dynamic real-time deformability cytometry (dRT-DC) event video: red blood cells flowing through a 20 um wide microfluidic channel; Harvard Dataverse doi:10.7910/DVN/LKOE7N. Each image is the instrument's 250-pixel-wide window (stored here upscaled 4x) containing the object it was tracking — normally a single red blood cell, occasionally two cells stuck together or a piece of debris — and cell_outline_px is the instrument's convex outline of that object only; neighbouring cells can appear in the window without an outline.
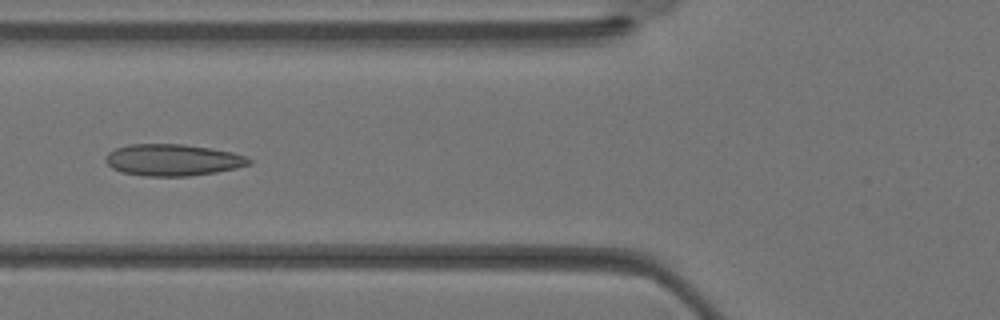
{"species": "Egyptian fruit bat (a non-hibernating species)", "species_latin": "Rousettus aegyptiacus", "temperature_condition": "warm", "stored_images_in_passage": 35, "camera_frame_rate_fps": 3000, "um_per_image_px": 0.085, "animal": {"sex": "female"}, "frame": {"image": 1, "passage_image": 13, "time_ms": 4.0, "image_size_px": [1000, 320], "cell_outline_px": [[252, 164], [236, 168], [216, 172], [188, 176], [144, 176], [120, 172], [112, 168], [104, 160], [104, 156], [108, 152], [116, 148], [128, 144], [184, 144], [232, 152], [248, 156], [252, 160]], "centroid_in_image_um": [14.67, 13.6], "position_along_channel_um": 111.1, "area_um2": 26.65}}
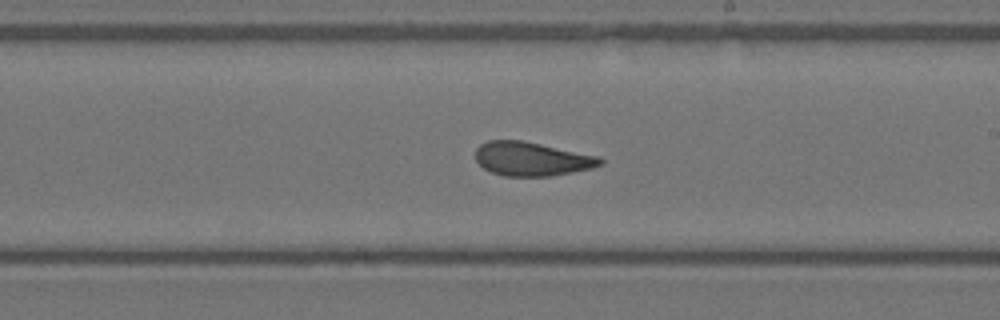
{"frame": {"image": 2, "passage_image": 20, "time_ms": 6.333, "image_size_px": [1000, 320], "cell_outline_px": [[604, 164], [592, 168], [572, 172], [548, 176], [504, 176], [492, 172], [484, 168], [476, 160], [476, 148], [480, 144], [488, 140], [524, 140], [600, 156], [604, 160]], "centroid_in_image_um": [45.23, 13.49], "position_along_channel_um": 243.8, "area_um2": 24.8}}
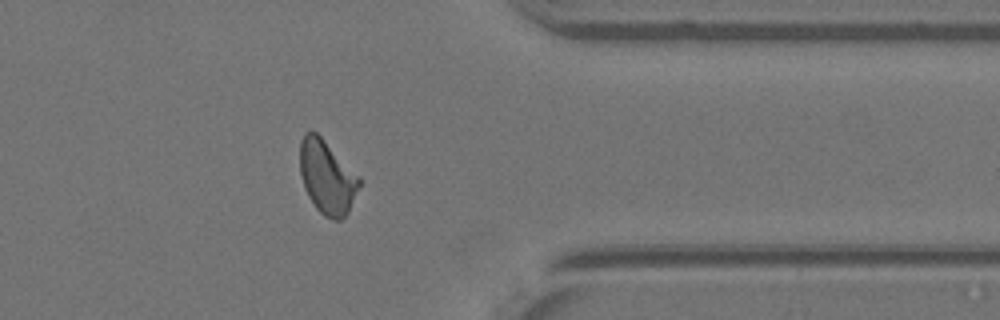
{"frame": {"image": 3, "passage_image": 28, "time_ms": 9.0, "image_size_px": [1000, 320], "cell_outline_px": [[360, 184], [348, 212], [340, 220], [332, 220], [324, 216], [316, 208], [308, 196], [304, 188], [300, 172], [300, 140], [304, 132], [316, 132], [360, 176]], "centroid_in_image_um": [27.78, 15.06], "position_along_channel_um": 383.6, "area_um2": 25.32}}